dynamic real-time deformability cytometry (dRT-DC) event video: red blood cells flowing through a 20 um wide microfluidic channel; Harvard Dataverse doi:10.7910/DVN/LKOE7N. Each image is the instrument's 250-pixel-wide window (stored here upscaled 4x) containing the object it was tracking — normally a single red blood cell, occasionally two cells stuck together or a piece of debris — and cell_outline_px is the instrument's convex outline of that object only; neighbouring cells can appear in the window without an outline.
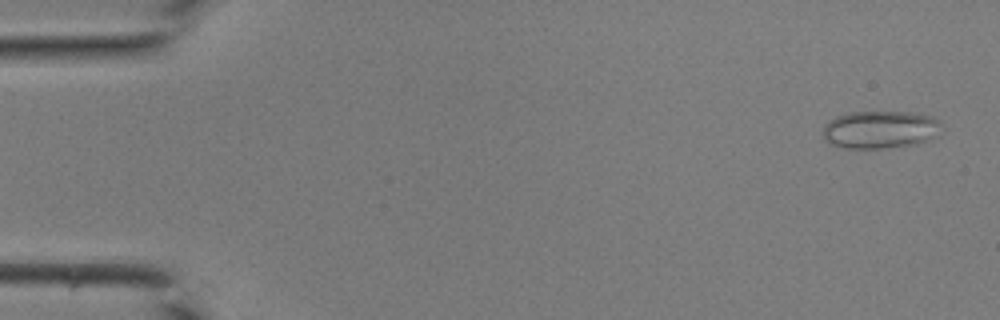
{"species": "common noctule bat (a hibernating species)", "species_latin": "Nyctalus noctula", "temperature_condition": "room temperature", "stored_images_in_passage": 10, "camera_frame_rate_fps": 3000, "um_per_image_px": 0.085, "animal": {"sex": "male", "body_mass_g": 19.0, "forearm_length_mm": 50.8}, "frame": {"image": 1, "passage_image": 2, "time_ms": 0.333, "image_size_px": [1000, 320], "cell_outline_px": [[940, 136], [916, 144], [880, 148], [844, 148], [828, 144], [824, 140], [824, 124], [828, 120], [836, 116], [848, 112], [912, 112], [932, 116], [940, 120]], "centroid_in_image_um": [74.82, 11.01], "position_along_channel_um": 10.2, "area_um2": 26.41}}